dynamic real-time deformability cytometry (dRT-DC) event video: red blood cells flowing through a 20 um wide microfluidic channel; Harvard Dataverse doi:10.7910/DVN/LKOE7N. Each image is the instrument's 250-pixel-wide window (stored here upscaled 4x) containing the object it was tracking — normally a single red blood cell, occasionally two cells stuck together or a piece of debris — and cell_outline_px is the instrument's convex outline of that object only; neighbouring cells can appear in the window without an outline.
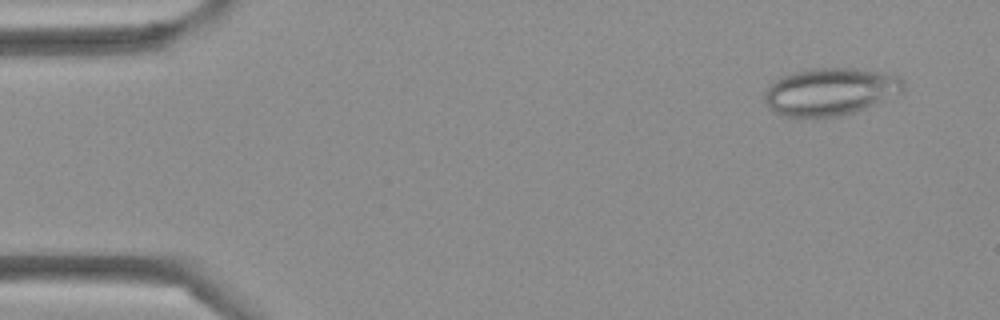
{"species": "Egyptian fruit bat (a non-hibernating species)", "species_latin": "Rousettus aegyptiacus", "temperature_condition": "cold", "stored_images_in_passage": 4, "camera_frame_rate_fps": 3000, "um_per_image_px": 0.085, "frame": {"image": 1, "passage_image": 1, "time_ms": 0.0, "image_size_px": [1000, 320], "cell_outline_px": [[904, 92], [864, 108], [852, 112], [836, 116], [784, 116], [776, 112], [764, 100], [764, 92], [768, 84], [780, 76], [812, 68], [856, 68], [884, 72], [900, 76], [904, 80]], "centroid_in_image_um": [70.59, 7.75], "position_along_channel_um": 14.4, "area_um2": 38.26}}